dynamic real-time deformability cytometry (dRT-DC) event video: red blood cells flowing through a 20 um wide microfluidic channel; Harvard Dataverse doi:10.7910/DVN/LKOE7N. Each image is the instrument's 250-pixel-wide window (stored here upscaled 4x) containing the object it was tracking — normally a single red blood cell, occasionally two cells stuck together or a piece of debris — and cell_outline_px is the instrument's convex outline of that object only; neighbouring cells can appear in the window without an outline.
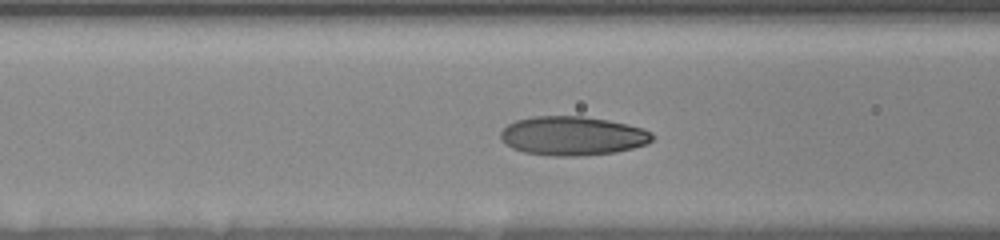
{"species": "human", "species_latin": "Homo sapiens", "temperature_condition": "room temperature", "stored_images_in_passage": 23, "camera_frame_rate_fps": 3000, "um_per_image_px": 0.085, "donor": {"sex": "female"}, "frame": {"image": 1, "passage_image": 4, "time_ms": 1.0, "image_size_px": [1000, 240], "cell_outline_px": [[648, 140], [640, 144], [624, 148], [600, 152], [548, 152], [528, 120], [596, 120], [616, 124], [632, 128], [644, 132], [648, 136]], "centroid_in_image_um": [49.79, 11.53], "position_along_channel_um": 116.8, "area_um2": 21.56}}
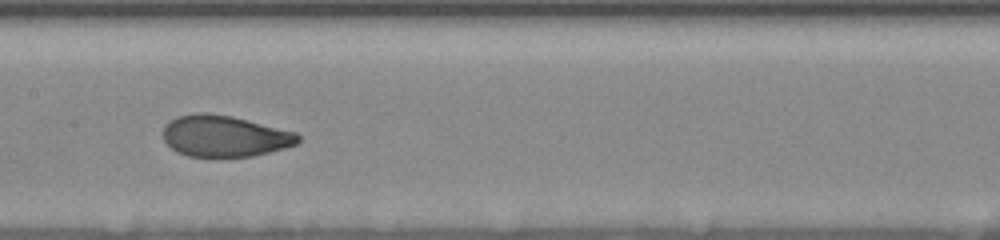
{"frame": {"image": 2, "passage_image": 10, "time_ms": 3.0, "image_size_px": [1000, 240], "cell_outline_px": [[296, 140], [292, 144], [256, 152], [236, 156], [204, 156], [188, 152], [180, 148], [168, 128], [172, 124], [188, 116], [216, 116], [240, 120], [296, 136]], "centroid_in_image_um": [19.17, 11.6], "position_along_channel_um": 188.2, "area_um2": 26.13}}
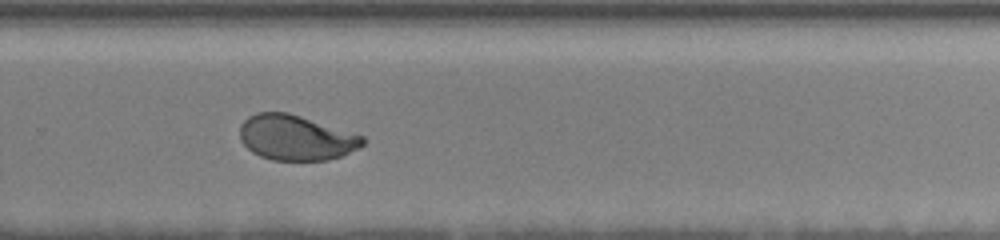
{"frame": {"image": 3, "passage_image": 20, "time_ms": 6.333, "image_size_px": [1000, 240], "cell_outline_px": [[364, 140], [360, 144], [344, 152], [332, 156], [316, 160], [284, 160], [268, 156], [260, 152], [272, 112], [276, 112], [292, 116]], "centroid_in_image_um": [25.79, 11.87], "position_along_channel_um": 304.0, "area_um2": 22.54}}